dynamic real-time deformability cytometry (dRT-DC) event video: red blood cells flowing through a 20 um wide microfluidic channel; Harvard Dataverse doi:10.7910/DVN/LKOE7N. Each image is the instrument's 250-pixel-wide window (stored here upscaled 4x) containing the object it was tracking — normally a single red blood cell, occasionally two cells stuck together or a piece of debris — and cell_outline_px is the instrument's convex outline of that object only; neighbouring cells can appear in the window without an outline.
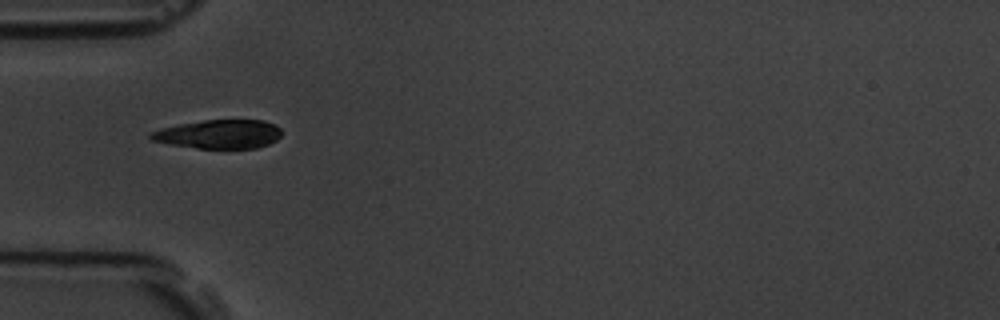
{"species": "common noctule bat (a hibernating species)", "species_latin": "Nyctalus noctula", "temperature_condition": "room temperature", "stored_images_in_passage": 3, "camera_frame_rate_fps": 3000, "um_per_image_px": 0.085, "animal": {"sex": "male", "body_mass_g": 19.5, "forearm_length_mm": 54.6}, "frame": {"image": 1, "passage_image": 1, "time_ms": 0.0, "image_size_px": [1000, 320], "cell_outline_px": [[280, 136], [276, 140], [268, 144], [256, 148], [196, 148], [172, 144], [152, 140], [148, 136], [148, 132], [160, 128], [180, 124], [204, 120], [264, 120], [280, 128]], "centroid_in_image_um": [18.58, 11.4], "position_along_channel_um": 66.4, "area_um2": 21.85}}
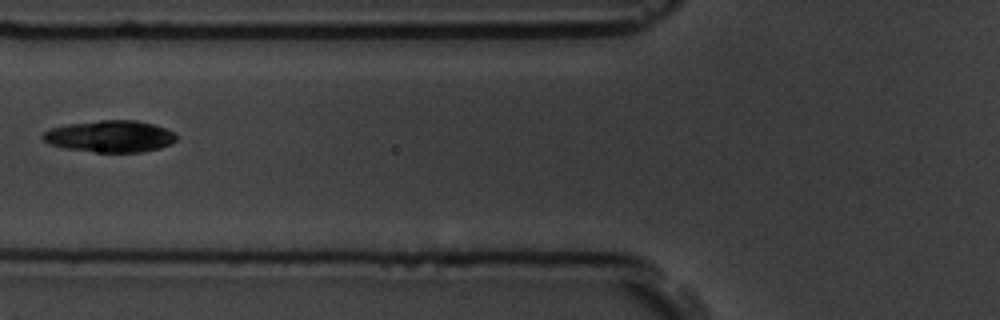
{"frame": {"image": 2, "passage_image": 2, "time_ms": 1.333, "image_size_px": [1000, 320], "cell_outline_px": [[176, 140], [160, 148], [144, 152], [96, 152], [64, 148], [48, 144], [40, 136], [48, 128], [68, 124], [100, 120], [136, 120], [152, 124], [164, 128], [172, 132], [176, 136]], "centroid_in_image_um": [9.3, 11.59], "position_along_channel_um": 116.5, "area_um2": 24.68}}
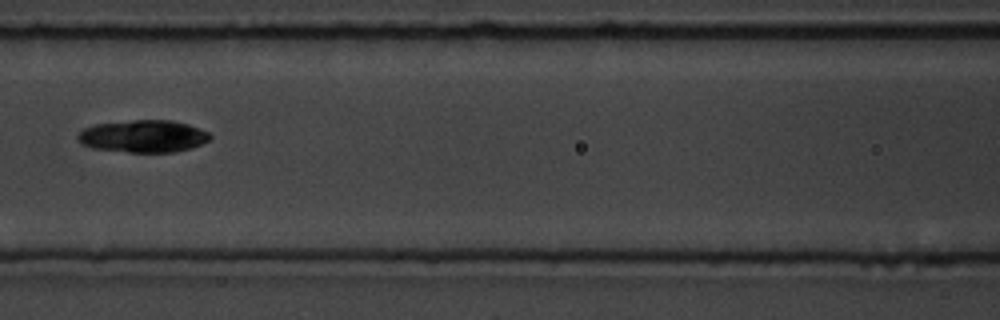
{"frame": {"image": 3, "passage_image": 3, "time_ms": 2.333, "image_size_px": [1000, 320], "cell_outline_px": [[212, 136], [208, 140], [192, 148], [176, 152], [128, 152], [92, 148], [84, 144], [76, 136], [84, 128], [96, 124], [132, 120], [172, 120], [188, 124], [200, 128], [208, 132]], "centroid_in_image_um": [12.21, 11.58], "position_along_channel_um": 154.4, "area_um2": 24.85}}